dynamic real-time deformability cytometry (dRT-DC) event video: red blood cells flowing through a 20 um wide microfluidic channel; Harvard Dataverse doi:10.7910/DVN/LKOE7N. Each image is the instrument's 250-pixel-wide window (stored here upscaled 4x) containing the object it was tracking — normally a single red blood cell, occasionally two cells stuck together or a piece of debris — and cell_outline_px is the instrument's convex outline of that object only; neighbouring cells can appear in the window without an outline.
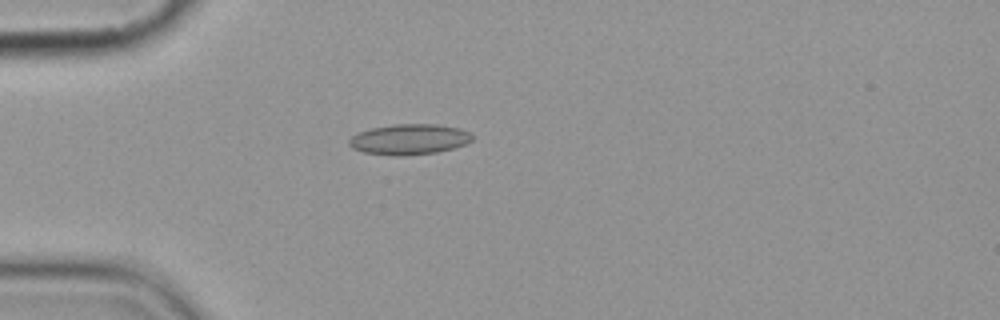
{"species": "common noctule bat (a hibernating species)", "species_latin": "Nyctalus noctula", "temperature_condition": "cold", "stored_images_in_passage": 4, "camera_frame_rate_fps": 3000, "um_per_image_px": 0.085, "animal": {"sex": "female", "body_mass_g": 19.9}, "frame": {"image": 1, "passage_image": 1, "time_ms": 0.0, "image_size_px": [1000, 320], "cell_outline_px": [[472, 140], [464, 144], [452, 148], [436, 152], [404, 156], [392, 156], [364, 152], [352, 148], [348, 144], [348, 140], [352, 136], [360, 132], [372, 128], [396, 124], [436, 124], [460, 128], [472, 132]], "centroid_in_image_um": [34.79, 11.84], "position_along_channel_um": 50.2, "area_um2": 21.91}}
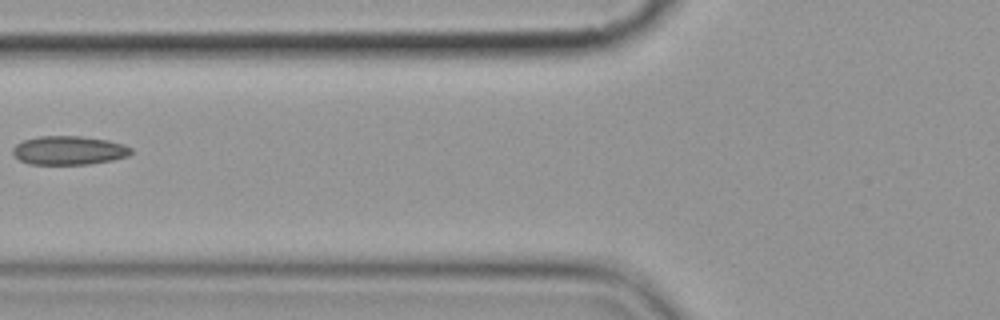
{"frame": {"image": 2, "passage_image": 3, "time_ms": 2.333, "image_size_px": [1000, 320], "cell_outline_px": [[132, 152], [128, 156], [112, 160], [88, 164], [28, 164], [20, 160], [12, 152], [12, 148], [16, 144], [24, 140], [40, 136], [80, 136], [108, 140], [124, 144], [132, 148]], "centroid_in_image_um": [5.86, 12.78], "position_along_channel_um": 119.9, "area_um2": 19.83}}
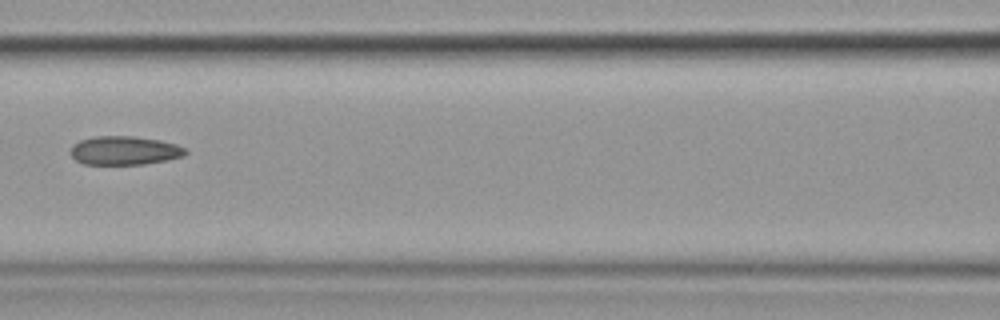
{"frame": {"image": 3, "passage_image": 4, "time_ms": 3.333, "image_size_px": [1000, 320], "cell_outline_px": [[188, 152], [184, 156], [168, 160], [144, 164], [84, 164], [76, 160], [68, 152], [72, 144], [80, 140], [96, 136], [132, 136], [160, 140], [176, 144], [184, 148]], "centroid_in_image_um": [10.56, 12.79], "position_along_channel_um": 156.0, "area_um2": 19.36}}